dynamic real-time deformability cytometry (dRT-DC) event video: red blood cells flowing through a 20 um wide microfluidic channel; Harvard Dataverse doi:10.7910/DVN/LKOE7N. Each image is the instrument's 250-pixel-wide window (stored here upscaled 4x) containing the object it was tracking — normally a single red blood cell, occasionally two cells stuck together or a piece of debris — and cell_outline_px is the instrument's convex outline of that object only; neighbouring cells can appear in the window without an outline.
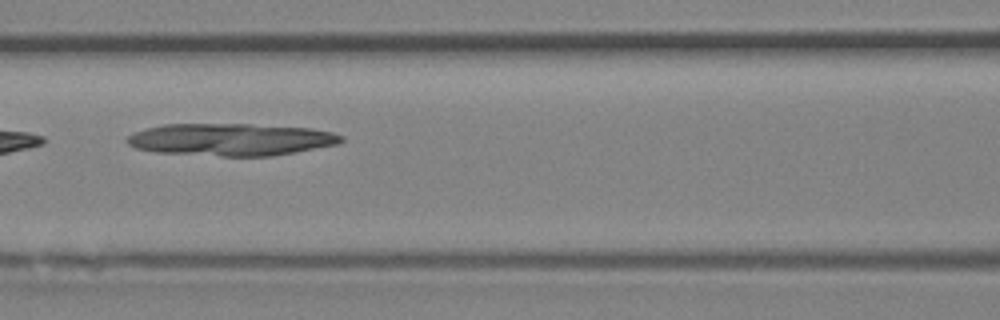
{"species": "Egyptian fruit bat (a non-hibernating species)", "species_latin": "Rousettus aegyptiacus", "temperature_condition": "room temperature", "stored_images_in_passage": 36, "camera_frame_rate_fps": 3000, "um_per_image_px": 0.085, "animal": {"sex": "female"}, "frame": {"image": 1, "passage_image": 16, "time_ms": 5.0, "image_size_px": [1000, 320], "cell_outline_px": [[344, 140], [340, 144], [296, 152], [272, 156], [220, 156], [156, 152], [136, 148], [128, 144], [124, 140], [132, 132], [144, 128], [164, 124], [252, 124], [308, 128], [332, 132], [344, 136]], "centroid_in_image_um": [19.62, 11.86], "position_along_channel_um": 147.0, "area_um2": 40.58}}
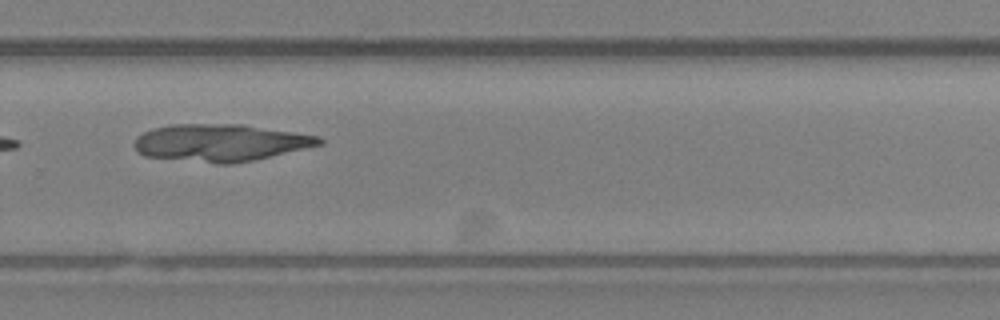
{"frame": {"image": 2, "passage_image": 26, "time_ms": 8.333, "image_size_px": [1000, 320], "cell_outline_px": [[324, 144], [252, 160], [232, 164], [216, 164], [144, 156], [136, 152], [136, 136], [152, 128], [168, 124], [244, 124], [320, 136], [324, 140]], "centroid_in_image_um": [18.73, 12.12], "position_along_channel_um": 311.1, "area_um2": 40.29}}